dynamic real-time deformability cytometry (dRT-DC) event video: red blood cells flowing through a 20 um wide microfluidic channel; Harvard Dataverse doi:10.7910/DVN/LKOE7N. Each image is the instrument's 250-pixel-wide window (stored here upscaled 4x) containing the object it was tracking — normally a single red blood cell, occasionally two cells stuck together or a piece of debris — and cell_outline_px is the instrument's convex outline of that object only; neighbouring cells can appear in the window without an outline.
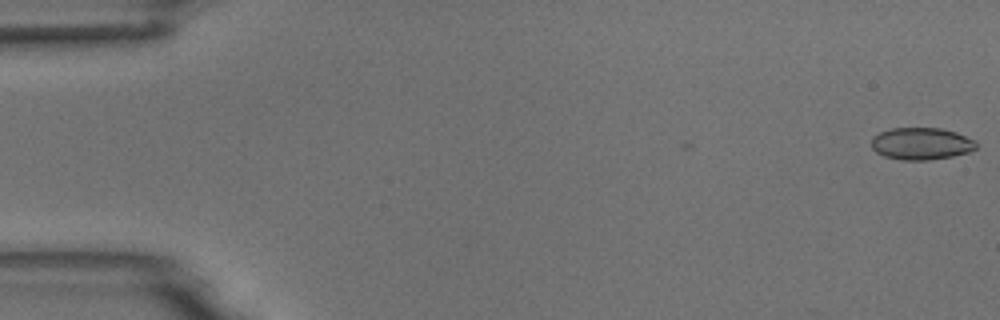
{"species": "common noctule bat (a hibernating species)", "species_latin": "Nyctalus noctula", "temperature_condition": "room temperature", "stored_images_in_passage": 2, "camera_frame_rate_fps": 3000, "um_per_image_px": 0.085, "animal": {"sex": "male", "body_mass_g": 18.8}, "frame": {"image": 1, "passage_image": 2, "time_ms": 1.0, "image_size_px": [1000, 320], "cell_outline_px": [[976, 148], [968, 152], [952, 156], [928, 160], [900, 160], [884, 156], [876, 152], [872, 148], [872, 136], [880, 132], [892, 128], [940, 128], [956, 132], [976, 140]], "centroid_in_image_um": [78.3, 12.21], "position_along_channel_um": 6.7, "area_um2": 19.65}}